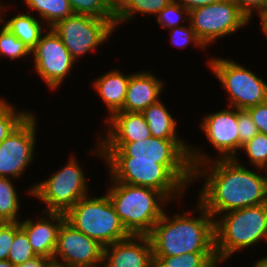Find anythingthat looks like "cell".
I'll list each match as a JSON object with an SVG mask.
<instances>
[{
    "instance_id": "cell-12",
    "label": "cell",
    "mask_w": 267,
    "mask_h": 267,
    "mask_svg": "<svg viewBox=\"0 0 267 267\" xmlns=\"http://www.w3.org/2000/svg\"><path fill=\"white\" fill-rule=\"evenodd\" d=\"M189 23L197 37L210 48L219 38L236 34L250 21L231 0H222L190 10Z\"/></svg>"
},
{
    "instance_id": "cell-16",
    "label": "cell",
    "mask_w": 267,
    "mask_h": 267,
    "mask_svg": "<svg viewBox=\"0 0 267 267\" xmlns=\"http://www.w3.org/2000/svg\"><path fill=\"white\" fill-rule=\"evenodd\" d=\"M34 218L28 216L19 222L20 227L26 232L28 241L37 256L53 259L57 245L58 232L61 224L66 220L65 214L40 211Z\"/></svg>"
},
{
    "instance_id": "cell-40",
    "label": "cell",
    "mask_w": 267,
    "mask_h": 267,
    "mask_svg": "<svg viewBox=\"0 0 267 267\" xmlns=\"http://www.w3.org/2000/svg\"><path fill=\"white\" fill-rule=\"evenodd\" d=\"M147 267H168L161 259L152 256Z\"/></svg>"
},
{
    "instance_id": "cell-18",
    "label": "cell",
    "mask_w": 267,
    "mask_h": 267,
    "mask_svg": "<svg viewBox=\"0 0 267 267\" xmlns=\"http://www.w3.org/2000/svg\"><path fill=\"white\" fill-rule=\"evenodd\" d=\"M153 256L149 236H134L104 247L103 267H147Z\"/></svg>"
},
{
    "instance_id": "cell-41",
    "label": "cell",
    "mask_w": 267,
    "mask_h": 267,
    "mask_svg": "<svg viewBox=\"0 0 267 267\" xmlns=\"http://www.w3.org/2000/svg\"><path fill=\"white\" fill-rule=\"evenodd\" d=\"M252 267H267V256H263L253 263Z\"/></svg>"
},
{
    "instance_id": "cell-29",
    "label": "cell",
    "mask_w": 267,
    "mask_h": 267,
    "mask_svg": "<svg viewBox=\"0 0 267 267\" xmlns=\"http://www.w3.org/2000/svg\"><path fill=\"white\" fill-rule=\"evenodd\" d=\"M31 56V50L5 26L0 27V59L11 61L26 59Z\"/></svg>"
},
{
    "instance_id": "cell-20",
    "label": "cell",
    "mask_w": 267,
    "mask_h": 267,
    "mask_svg": "<svg viewBox=\"0 0 267 267\" xmlns=\"http://www.w3.org/2000/svg\"><path fill=\"white\" fill-rule=\"evenodd\" d=\"M133 73L128 72L125 75L119 68H114L92 81V89L105 104L109 114L104 122L116 112L123 111L128 82Z\"/></svg>"
},
{
    "instance_id": "cell-21",
    "label": "cell",
    "mask_w": 267,
    "mask_h": 267,
    "mask_svg": "<svg viewBox=\"0 0 267 267\" xmlns=\"http://www.w3.org/2000/svg\"><path fill=\"white\" fill-rule=\"evenodd\" d=\"M7 8H9L8 5L0 7V17L3 26L32 50L48 27L38 17L29 12L26 13V11L25 13L24 11L19 14L15 13V16L6 19Z\"/></svg>"
},
{
    "instance_id": "cell-7",
    "label": "cell",
    "mask_w": 267,
    "mask_h": 267,
    "mask_svg": "<svg viewBox=\"0 0 267 267\" xmlns=\"http://www.w3.org/2000/svg\"><path fill=\"white\" fill-rule=\"evenodd\" d=\"M90 193L65 214L66 221L104 247L130 237L107 193Z\"/></svg>"
},
{
    "instance_id": "cell-42",
    "label": "cell",
    "mask_w": 267,
    "mask_h": 267,
    "mask_svg": "<svg viewBox=\"0 0 267 267\" xmlns=\"http://www.w3.org/2000/svg\"><path fill=\"white\" fill-rule=\"evenodd\" d=\"M260 23V29L264 36L267 38V15L259 22Z\"/></svg>"
},
{
    "instance_id": "cell-36",
    "label": "cell",
    "mask_w": 267,
    "mask_h": 267,
    "mask_svg": "<svg viewBox=\"0 0 267 267\" xmlns=\"http://www.w3.org/2000/svg\"><path fill=\"white\" fill-rule=\"evenodd\" d=\"M14 240V222H0V260H8Z\"/></svg>"
},
{
    "instance_id": "cell-19",
    "label": "cell",
    "mask_w": 267,
    "mask_h": 267,
    "mask_svg": "<svg viewBox=\"0 0 267 267\" xmlns=\"http://www.w3.org/2000/svg\"><path fill=\"white\" fill-rule=\"evenodd\" d=\"M165 83L152 70L134 72L128 82L123 111L142 113L161 99Z\"/></svg>"
},
{
    "instance_id": "cell-45",
    "label": "cell",
    "mask_w": 267,
    "mask_h": 267,
    "mask_svg": "<svg viewBox=\"0 0 267 267\" xmlns=\"http://www.w3.org/2000/svg\"><path fill=\"white\" fill-rule=\"evenodd\" d=\"M3 0H0V7L6 6V4L8 5L9 3H2Z\"/></svg>"
},
{
    "instance_id": "cell-25",
    "label": "cell",
    "mask_w": 267,
    "mask_h": 267,
    "mask_svg": "<svg viewBox=\"0 0 267 267\" xmlns=\"http://www.w3.org/2000/svg\"><path fill=\"white\" fill-rule=\"evenodd\" d=\"M14 181L0 177V222H20L23 219L19 211L23 206Z\"/></svg>"
},
{
    "instance_id": "cell-39",
    "label": "cell",
    "mask_w": 267,
    "mask_h": 267,
    "mask_svg": "<svg viewBox=\"0 0 267 267\" xmlns=\"http://www.w3.org/2000/svg\"><path fill=\"white\" fill-rule=\"evenodd\" d=\"M175 3H178L184 8H187L189 11L198 8L203 7L205 5H210L222 0H172Z\"/></svg>"
},
{
    "instance_id": "cell-11",
    "label": "cell",
    "mask_w": 267,
    "mask_h": 267,
    "mask_svg": "<svg viewBox=\"0 0 267 267\" xmlns=\"http://www.w3.org/2000/svg\"><path fill=\"white\" fill-rule=\"evenodd\" d=\"M76 61L109 42L115 26L108 19L73 14L51 27ZM85 55V56H84Z\"/></svg>"
},
{
    "instance_id": "cell-5",
    "label": "cell",
    "mask_w": 267,
    "mask_h": 267,
    "mask_svg": "<svg viewBox=\"0 0 267 267\" xmlns=\"http://www.w3.org/2000/svg\"><path fill=\"white\" fill-rule=\"evenodd\" d=\"M108 180L106 193L126 231L134 236H148L172 203L155 189L120 183L110 176Z\"/></svg>"
},
{
    "instance_id": "cell-2",
    "label": "cell",
    "mask_w": 267,
    "mask_h": 267,
    "mask_svg": "<svg viewBox=\"0 0 267 267\" xmlns=\"http://www.w3.org/2000/svg\"><path fill=\"white\" fill-rule=\"evenodd\" d=\"M196 203L194 209H190L192 212L185 210L171 215L168 209L164 211L148 235L153 256L215 252L214 218L198 201Z\"/></svg>"
},
{
    "instance_id": "cell-13",
    "label": "cell",
    "mask_w": 267,
    "mask_h": 267,
    "mask_svg": "<svg viewBox=\"0 0 267 267\" xmlns=\"http://www.w3.org/2000/svg\"><path fill=\"white\" fill-rule=\"evenodd\" d=\"M37 117L32 112L0 143V177L22 178L36 157Z\"/></svg>"
},
{
    "instance_id": "cell-46",
    "label": "cell",
    "mask_w": 267,
    "mask_h": 267,
    "mask_svg": "<svg viewBox=\"0 0 267 267\" xmlns=\"http://www.w3.org/2000/svg\"><path fill=\"white\" fill-rule=\"evenodd\" d=\"M3 25V23H2V20H1V17H0V27Z\"/></svg>"
},
{
    "instance_id": "cell-32",
    "label": "cell",
    "mask_w": 267,
    "mask_h": 267,
    "mask_svg": "<svg viewBox=\"0 0 267 267\" xmlns=\"http://www.w3.org/2000/svg\"><path fill=\"white\" fill-rule=\"evenodd\" d=\"M156 21L167 30L180 27L184 25L182 22H189V10L172 1L158 13Z\"/></svg>"
},
{
    "instance_id": "cell-23",
    "label": "cell",
    "mask_w": 267,
    "mask_h": 267,
    "mask_svg": "<svg viewBox=\"0 0 267 267\" xmlns=\"http://www.w3.org/2000/svg\"><path fill=\"white\" fill-rule=\"evenodd\" d=\"M172 0H120L115 5V28L126 24L134 19L136 15H154L163 10Z\"/></svg>"
},
{
    "instance_id": "cell-28",
    "label": "cell",
    "mask_w": 267,
    "mask_h": 267,
    "mask_svg": "<svg viewBox=\"0 0 267 267\" xmlns=\"http://www.w3.org/2000/svg\"><path fill=\"white\" fill-rule=\"evenodd\" d=\"M74 14L108 19L115 26V6L109 0H69Z\"/></svg>"
},
{
    "instance_id": "cell-8",
    "label": "cell",
    "mask_w": 267,
    "mask_h": 267,
    "mask_svg": "<svg viewBox=\"0 0 267 267\" xmlns=\"http://www.w3.org/2000/svg\"><path fill=\"white\" fill-rule=\"evenodd\" d=\"M89 154L104 161H155L162 165H191L186 140L150 137L130 143H100Z\"/></svg>"
},
{
    "instance_id": "cell-17",
    "label": "cell",
    "mask_w": 267,
    "mask_h": 267,
    "mask_svg": "<svg viewBox=\"0 0 267 267\" xmlns=\"http://www.w3.org/2000/svg\"><path fill=\"white\" fill-rule=\"evenodd\" d=\"M104 123V129L95 138L100 143H130L151 137L145 117L139 112L119 111Z\"/></svg>"
},
{
    "instance_id": "cell-24",
    "label": "cell",
    "mask_w": 267,
    "mask_h": 267,
    "mask_svg": "<svg viewBox=\"0 0 267 267\" xmlns=\"http://www.w3.org/2000/svg\"><path fill=\"white\" fill-rule=\"evenodd\" d=\"M25 10L37 16L48 27L74 14L69 0H22ZM27 8V9H26Z\"/></svg>"
},
{
    "instance_id": "cell-3",
    "label": "cell",
    "mask_w": 267,
    "mask_h": 267,
    "mask_svg": "<svg viewBox=\"0 0 267 267\" xmlns=\"http://www.w3.org/2000/svg\"><path fill=\"white\" fill-rule=\"evenodd\" d=\"M103 163L108 169V176L114 181L155 189L171 203L183 202L186 191L188 193L191 185L193 186L191 165H162L155 161H103Z\"/></svg>"
},
{
    "instance_id": "cell-1",
    "label": "cell",
    "mask_w": 267,
    "mask_h": 267,
    "mask_svg": "<svg viewBox=\"0 0 267 267\" xmlns=\"http://www.w3.org/2000/svg\"><path fill=\"white\" fill-rule=\"evenodd\" d=\"M245 165L235 157L213 159L193 169V184L204 179L196 200L214 219L235 209L267 203V171Z\"/></svg>"
},
{
    "instance_id": "cell-44",
    "label": "cell",
    "mask_w": 267,
    "mask_h": 267,
    "mask_svg": "<svg viewBox=\"0 0 267 267\" xmlns=\"http://www.w3.org/2000/svg\"><path fill=\"white\" fill-rule=\"evenodd\" d=\"M114 6L120 1V0H109Z\"/></svg>"
},
{
    "instance_id": "cell-43",
    "label": "cell",
    "mask_w": 267,
    "mask_h": 267,
    "mask_svg": "<svg viewBox=\"0 0 267 267\" xmlns=\"http://www.w3.org/2000/svg\"><path fill=\"white\" fill-rule=\"evenodd\" d=\"M0 267H16V266L8 260H0Z\"/></svg>"
},
{
    "instance_id": "cell-34",
    "label": "cell",
    "mask_w": 267,
    "mask_h": 267,
    "mask_svg": "<svg viewBox=\"0 0 267 267\" xmlns=\"http://www.w3.org/2000/svg\"><path fill=\"white\" fill-rule=\"evenodd\" d=\"M239 153L244 144L258 134L256 124L247 110L238 109Z\"/></svg>"
},
{
    "instance_id": "cell-38",
    "label": "cell",
    "mask_w": 267,
    "mask_h": 267,
    "mask_svg": "<svg viewBox=\"0 0 267 267\" xmlns=\"http://www.w3.org/2000/svg\"><path fill=\"white\" fill-rule=\"evenodd\" d=\"M16 267H54L53 259L36 256L27 262L17 265Z\"/></svg>"
},
{
    "instance_id": "cell-10",
    "label": "cell",
    "mask_w": 267,
    "mask_h": 267,
    "mask_svg": "<svg viewBox=\"0 0 267 267\" xmlns=\"http://www.w3.org/2000/svg\"><path fill=\"white\" fill-rule=\"evenodd\" d=\"M226 107L213 113H206L201 119L199 128L207 142L209 141V144L213 146L211 148H215L217 155L211 156L210 152H205L202 147L198 148L190 144L189 160L192 169L213 159H232L240 156L238 109Z\"/></svg>"
},
{
    "instance_id": "cell-26",
    "label": "cell",
    "mask_w": 267,
    "mask_h": 267,
    "mask_svg": "<svg viewBox=\"0 0 267 267\" xmlns=\"http://www.w3.org/2000/svg\"><path fill=\"white\" fill-rule=\"evenodd\" d=\"M2 97L0 98V143L33 112L30 109L20 110Z\"/></svg>"
},
{
    "instance_id": "cell-4",
    "label": "cell",
    "mask_w": 267,
    "mask_h": 267,
    "mask_svg": "<svg viewBox=\"0 0 267 267\" xmlns=\"http://www.w3.org/2000/svg\"><path fill=\"white\" fill-rule=\"evenodd\" d=\"M214 232L215 253L221 265L237 252L267 243V203L218 215Z\"/></svg>"
},
{
    "instance_id": "cell-35",
    "label": "cell",
    "mask_w": 267,
    "mask_h": 267,
    "mask_svg": "<svg viewBox=\"0 0 267 267\" xmlns=\"http://www.w3.org/2000/svg\"><path fill=\"white\" fill-rule=\"evenodd\" d=\"M243 13V15L252 22L253 17H259V22L267 15V0H231ZM256 13V14H255Z\"/></svg>"
},
{
    "instance_id": "cell-22",
    "label": "cell",
    "mask_w": 267,
    "mask_h": 267,
    "mask_svg": "<svg viewBox=\"0 0 267 267\" xmlns=\"http://www.w3.org/2000/svg\"><path fill=\"white\" fill-rule=\"evenodd\" d=\"M165 103L160 99L157 103L150 105L142 114L149 126L152 137L168 140H186L179 134L177 128L178 120L167 109Z\"/></svg>"
},
{
    "instance_id": "cell-6",
    "label": "cell",
    "mask_w": 267,
    "mask_h": 267,
    "mask_svg": "<svg viewBox=\"0 0 267 267\" xmlns=\"http://www.w3.org/2000/svg\"><path fill=\"white\" fill-rule=\"evenodd\" d=\"M71 154L61 169L52 171L47 179L31 184L27 191L24 189L26 195L44 204L42 211L66 214L81 198L89 195V178L78 157Z\"/></svg>"
},
{
    "instance_id": "cell-37",
    "label": "cell",
    "mask_w": 267,
    "mask_h": 267,
    "mask_svg": "<svg viewBox=\"0 0 267 267\" xmlns=\"http://www.w3.org/2000/svg\"><path fill=\"white\" fill-rule=\"evenodd\" d=\"M259 133L267 135V101L247 109Z\"/></svg>"
},
{
    "instance_id": "cell-31",
    "label": "cell",
    "mask_w": 267,
    "mask_h": 267,
    "mask_svg": "<svg viewBox=\"0 0 267 267\" xmlns=\"http://www.w3.org/2000/svg\"><path fill=\"white\" fill-rule=\"evenodd\" d=\"M36 256L26 232L20 227L19 222H14V240L11 244L8 261L17 266Z\"/></svg>"
},
{
    "instance_id": "cell-9",
    "label": "cell",
    "mask_w": 267,
    "mask_h": 267,
    "mask_svg": "<svg viewBox=\"0 0 267 267\" xmlns=\"http://www.w3.org/2000/svg\"><path fill=\"white\" fill-rule=\"evenodd\" d=\"M208 59L207 69L211 70L223 90L228 93L227 106L247 110L267 101L266 80L251 71L246 64L220 56Z\"/></svg>"
},
{
    "instance_id": "cell-33",
    "label": "cell",
    "mask_w": 267,
    "mask_h": 267,
    "mask_svg": "<svg viewBox=\"0 0 267 267\" xmlns=\"http://www.w3.org/2000/svg\"><path fill=\"white\" fill-rule=\"evenodd\" d=\"M170 33L169 41L176 48H188V46L193 45L197 49L201 51H206L208 48L204 45V43L197 37L195 31L193 30L191 24L188 22L186 25L171 28L168 30Z\"/></svg>"
},
{
    "instance_id": "cell-27",
    "label": "cell",
    "mask_w": 267,
    "mask_h": 267,
    "mask_svg": "<svg viewBox=\"0 0 267 267\" xmlns=\"http://www.w3.org/2000/svg\"><path fill=\"white\" fill-rule=\"evenodd\" d=\"M168 267H216L222 266L215 252H191L180 256H155Z\"/></svg>"
},
{
    "instance_id": "cell-30",
    "label": "cell",
    "mask_w": 267,
    "mask_h": 267,
    "mask_svg": "<svg viewBox=\"0 0 267 267\" xmlns=\"http://www.w3.org/2000/svg\"><path fill=\"white\" fill-rule=\"evenodd\" d=\"M245 153L250 167L260 168L267 171V135L259 133L244 144L240 153Z\"/></svg>"
},
{
    "instance_id": "cell-14",
    "label": "cell",
    "mask_w": 267,
    "mask_h": 267,
    "mask_svg": "<svg viewBox=\"0 0 267 267\" xmlns=\"http://www.w3.org/2000/svg\"><path fill=\"white\" fill-rule=\"evenodd\" d=\"M31 59L34 72L45 81L47 88L54 92L61 88L68 76L70 77L76 64L52 28H47L41 35L37 45L31 50Z\"/></svg>"
},
{
    "instance_id": "cell-15",
    "label": "cell",
    "mask_w": 267,
    "mask_h": 267,
    "mask_svg": "<svg viewBox=\"0 0 267 267\" xmlns=\"http://www.w3.org/2000/svg\"><path fill=\"white\" fill-rule=\"evenodd\" d=\"M103 252L104 246L65 220L58 232L53 264L54 267H99Z\"/></svg>"
}]
</instances>
